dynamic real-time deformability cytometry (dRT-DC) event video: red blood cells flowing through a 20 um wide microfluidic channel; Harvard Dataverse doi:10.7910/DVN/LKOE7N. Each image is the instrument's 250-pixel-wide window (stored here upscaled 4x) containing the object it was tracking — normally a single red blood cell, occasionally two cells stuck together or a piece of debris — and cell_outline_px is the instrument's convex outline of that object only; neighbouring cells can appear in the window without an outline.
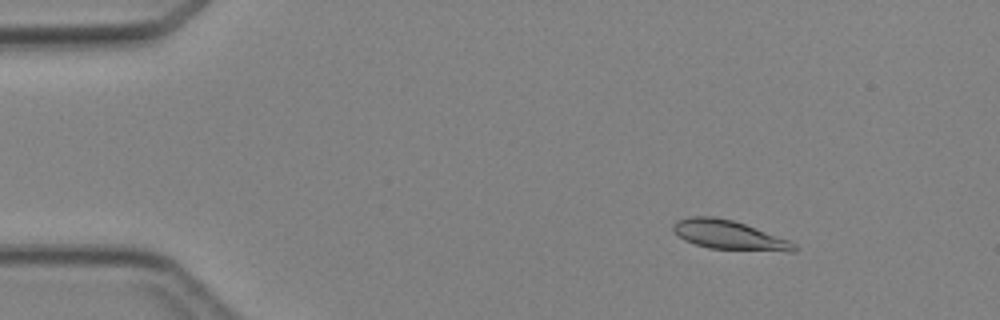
{"species": "Egyptian fruit bat (a non-hibernating species)", "species_latin": "Rousettus aegyptiacus", "temperature_condition": "cold", "stored_images_in_passage": 4, "camera_frame_rate_fps": 3000, "um_per_image_px": 0.085, "animal": {"sex": "female"}, "frame": {"image": 1, "passage_image": 2, "time_ms": 1.0, "image_size_px": [1000, 320], "cell_outline_px": [[796, 252], [788, 252], [708, 248], [684, 240], [672, 232], [672, 224], [676, 220], [688, 216], [712, 216], [732, 220], [756, 228], [788, 240], [796, 244]], "centroid_in_image_um": [61.92, 19.98], "position_along_channel_um": 23.1, "area_um2": 20.63}}